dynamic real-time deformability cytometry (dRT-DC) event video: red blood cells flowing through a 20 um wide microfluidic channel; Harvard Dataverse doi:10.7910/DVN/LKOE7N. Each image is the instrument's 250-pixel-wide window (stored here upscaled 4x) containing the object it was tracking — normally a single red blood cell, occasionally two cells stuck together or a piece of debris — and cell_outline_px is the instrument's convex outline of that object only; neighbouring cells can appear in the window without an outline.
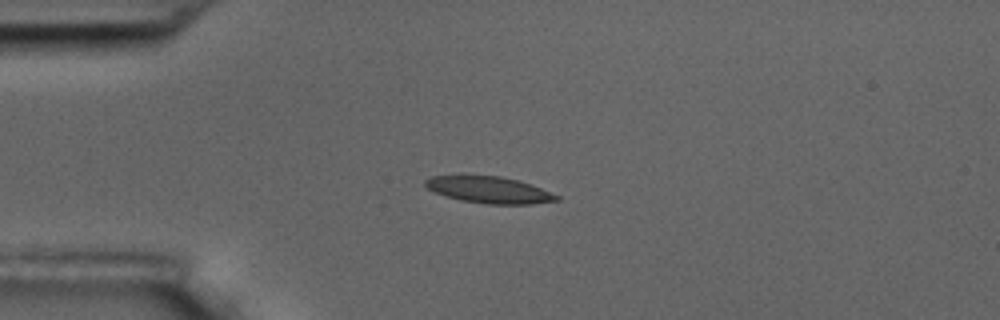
{"species": "common noctule bat (a hibernating species)", "species_latin": "Nyctalus noctula", "temperature_condition": "room temperature", "stored_images_in_passage": 9, "camera_frame_rate_fps": 3000, "um_per_image_px": 0.085, "animal": {"sex": "male", "body_mass_g": 17.5, "forearm_length_mm": 52.3}, "frame": {"image": 1, "passage_image": 4, "time_ms": 3.333, "image_size_px": [1000, 320], "cell_outline_px": [[560, 200], [532, 204], [488, 204], [460, 200], [436, 192], [428, 188], [424, 184], [424, 180], [432, 176], [460, 172], [500, 176], [532, 184], [560, 196]], "centroid_in_image_um": [41.52, 16.08], "position_along_channel_um": 43.5, "area_um2": 21.1}}
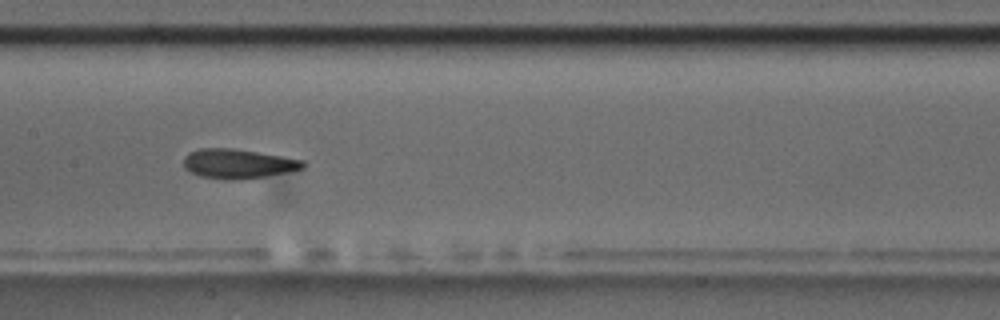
{"frame": {"image": 2, "passage_image": 8, "time_ms": 8.0, "image_size_px": [1000, 320], "cell_outline_px": [[308, 164], [304, 168], [288, 172], [264, 176], [228, 180], [200, 176], [184, 168], [184, 156], [188, 152], [200, 148], [232, 148], [304, 160]], "centroid_in_image_um": [20.23, 13.91], "position_along_channel_um": 187.2, "area_um2": 20.35}}
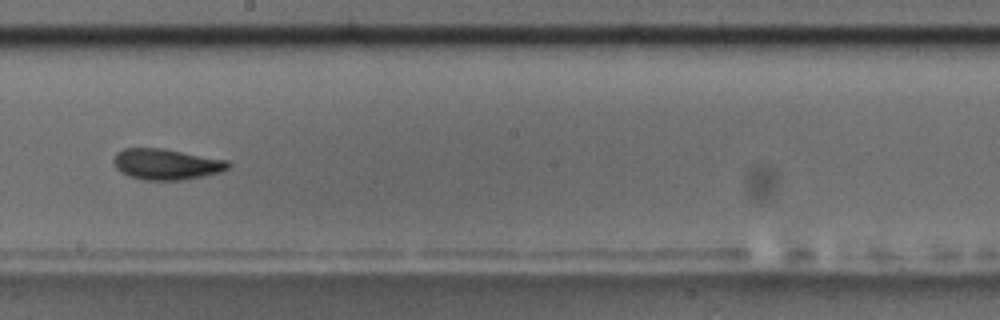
{"frame": {"image": 3, "passage_image": 9, "time_ms": 9.333, "image_size_px": [1000, 320], "cell_outline_px": [[232, 164], [228, 168], [220, 172], [204, 176], [184, 180], [144, 180], [128, 176], [120, 172], [112, 164], [112, 160], [116, 152], [124, 148], [160, 148], [228, 160]], "centroid_in_image_um": [14.1, 13.96], "position_along_channel_um": 234.1, "area_um2": 20.81}}